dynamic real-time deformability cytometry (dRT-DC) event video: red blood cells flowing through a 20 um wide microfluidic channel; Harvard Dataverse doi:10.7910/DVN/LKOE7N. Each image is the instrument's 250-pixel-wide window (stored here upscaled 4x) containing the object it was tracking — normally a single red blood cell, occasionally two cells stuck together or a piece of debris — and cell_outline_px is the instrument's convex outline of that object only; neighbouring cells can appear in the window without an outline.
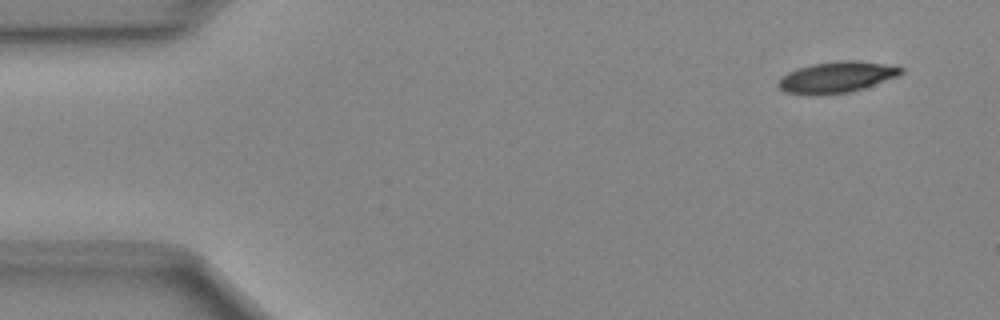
{"species": "Egyptian fruit bat (a non-hibernating species)", "species_latin": "Rousettus aegyptiacus", "temperature_condition": "cold", "stored_images_in_passage": 48, "camera_frame_rate_fps": 3000, "um_per_image_px": 0.085, "animal": {"sex": "female"}, "frame": {"image": 1, "passage_image": 3, "time_ms": 0.667, "image_size_px": [1000, 320], "cell_outline_px": [[904, 72], [900, 76], [864, 88], [848, 92], [820, 96], [812, 96], [784, 92], [776, 84], [788, 72], [812, 64], [840, 60], [856, 60], [896, 64], [904, 68]], "centroid_in_image_um": [71.2, 6.56], "position_along_channel_um": 13.8, "area_um2": 22.77}}
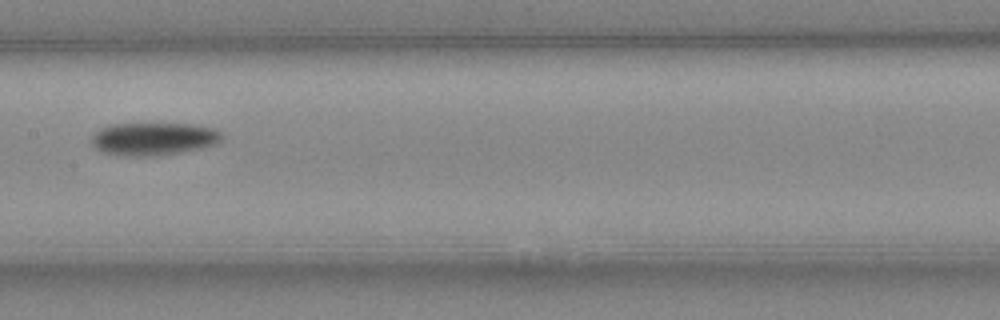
{"frame": {"image": 2, "passage_image": 24, "time_ms": 7.667, "image_size_px": [1000, 320], "cell_outline_px": [[224, 136], [216, 144], [204, 148], [148, 156], [124, 156], [104, 152], [96, 148], [92, 144], [92, 136], [100, 128], [108, 124], [196, 124], [216, 128], [224, 132]], "centroid_in_image_um": [13.1, 11.78], "position_along_channel_um": 194.3, "area_um2": 24.97}}
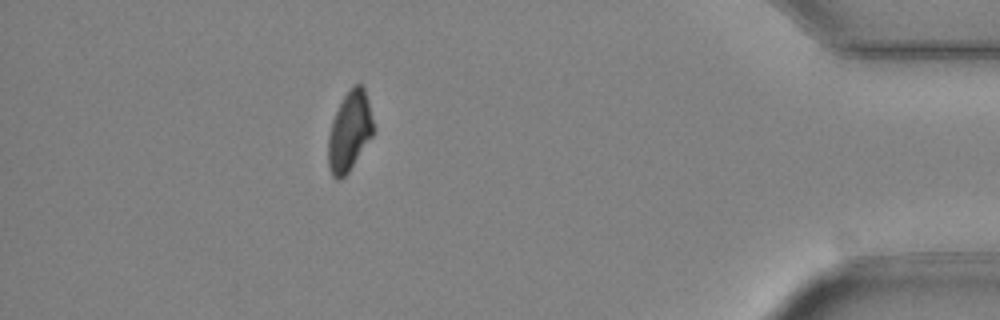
{"frame": {"image": 3, "passage_image": 43, "time_ms": 14.0, "image_size_px": [1000, 320], "cell_outline_px": [[372, 136], [348, 172], [340, 180], [336, 180], [332, 176], [328, 168], [328, 136], [332, 120], [344, 96], [352, 84], [360, 84], [364, 88], [368, 100], [372, 120]], "centroid_in_image_um": [29.68, 11.18], "position_along_channel_um": 405.5, "area_um2": 20.69}}